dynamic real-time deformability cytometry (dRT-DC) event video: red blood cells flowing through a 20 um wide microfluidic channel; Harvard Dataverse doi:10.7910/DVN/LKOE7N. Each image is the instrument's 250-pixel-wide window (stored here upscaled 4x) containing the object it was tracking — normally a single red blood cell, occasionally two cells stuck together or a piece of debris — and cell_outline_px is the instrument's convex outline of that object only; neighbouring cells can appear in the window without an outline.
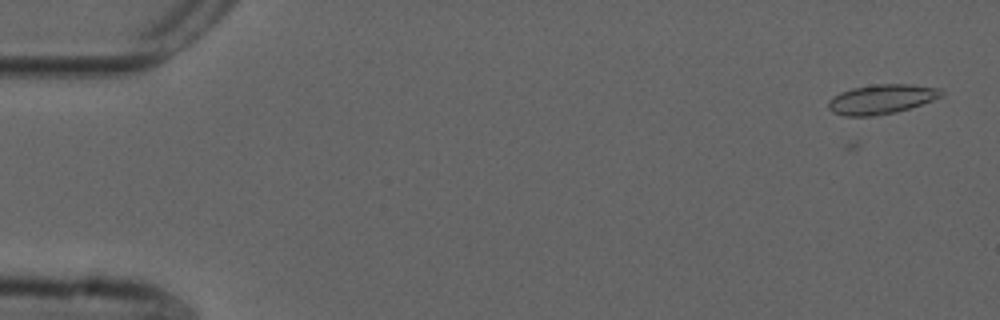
{"species": "common noctule bat (a hibernating species)", "species_latin": "Nyctalus noctula", "temperature_condition": "cold", "stored_images_in_passage": 3, "camera_frame_rate_fps": 3000, "um_per_image_px": 0.085, "animal": {"sex": "male", "forearm_length_mm": 52.5}, "frame": {"image": 1, "passage_image": 3, "time_ms": 0.667, "image_size_px": [1000, 320], "cell_outline_px": [[944, 96], [896, 112], [876, 116], [844, 116], [832, 112], [828, 108], [828, 100], [832, 96], [840, 92], [852, 88], [876, 84], [908, 84], [940, 88], [944, 92]], "centroid_in_image_um": [74.9, 8.43], "position_along_channel_um": 10.1, "area_um2": 19.54}}